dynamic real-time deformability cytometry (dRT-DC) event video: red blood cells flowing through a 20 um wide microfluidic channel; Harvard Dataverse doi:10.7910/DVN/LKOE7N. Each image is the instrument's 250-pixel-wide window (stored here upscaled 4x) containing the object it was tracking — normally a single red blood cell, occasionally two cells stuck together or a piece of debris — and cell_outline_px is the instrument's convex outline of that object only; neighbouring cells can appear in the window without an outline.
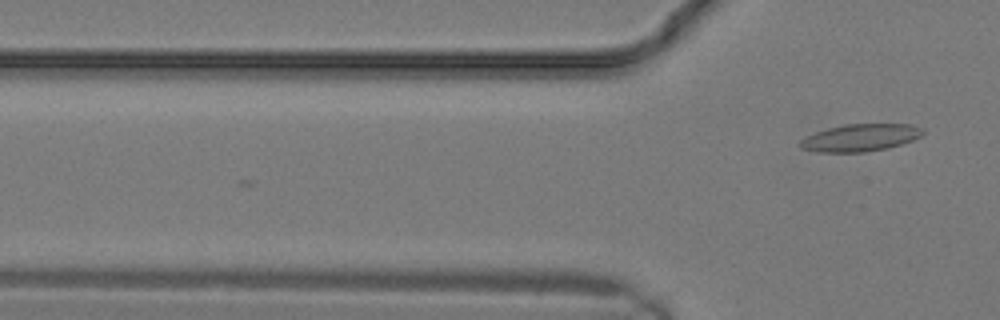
{"species": "common noctule bat (a hibernating species)", "species_latin": "Nyctalus noctula", "temperature_condition": "warm", "stored_images_in_passage": 5, "camera_frame_rate_fps": 3000, "um_per_image_px": 0.085, "animal": {"sex": "male", "body_mass_g": 19.2, "forearm_length_mm": 51.8}, "frame": {"image": 1, "passage_image": 5, "time_ms": 1.333, "image_size_px": [1000, 320], "cell_outline_px": [[924, 132], [920, 136], [912, 140], [888, 148], [864, 152], [816, 152], [800, 148], [796, 144], [800, 140], [816, 132], [828, 128], [844, 124], [912, 124], [924, 128]], "centroid_in_image_um": [73.11, 11.7], "position_along_channel_um": 52.7, "area_um2": 19.59}}